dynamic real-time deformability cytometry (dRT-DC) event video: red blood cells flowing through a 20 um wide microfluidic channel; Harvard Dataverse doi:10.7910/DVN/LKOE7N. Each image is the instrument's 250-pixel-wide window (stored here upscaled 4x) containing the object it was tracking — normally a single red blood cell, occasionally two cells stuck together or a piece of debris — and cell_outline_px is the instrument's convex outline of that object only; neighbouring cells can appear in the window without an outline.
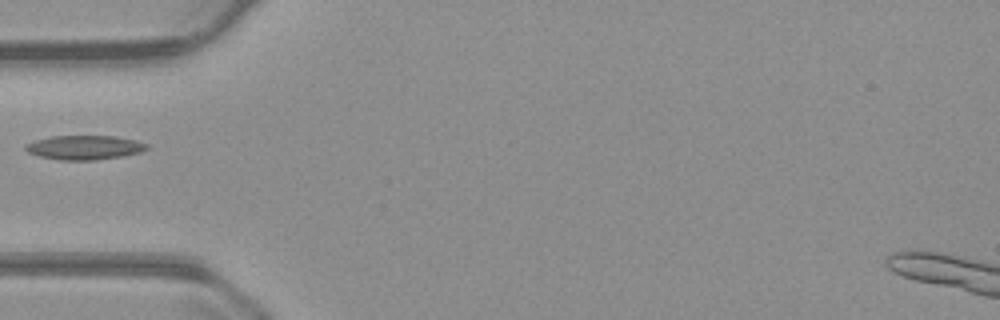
{"species": "common noctule bat (a hibernating species)", "species_latin": "Nyctalus noctula", "temperature_condition": "warm", "stored_images_in_passage": 38, "camera_frame_rate_fps": 3000, "um_per_image_px": 0.085, "animal": {"sex": "male", "body_mass_g": 23.1, "forearm_length_mm": 52.7}, "frame": {"image": 1, "passage_image": 1, "time_ms": 0.0, "image_size_px": [1000, 320], "cell_outline_px": [[144, 148], [132, 152], [112, 156], [80, 160], [44, 156], [32, 152], [28, 148], [32, 144], [44, 140], [60, 136], [104, 136], [128, 140], [140, 144]], "centroid_in_image_um": [7.13, 12.51], "position_along_channel_um": 77.9, "area_um2": 14.39}}
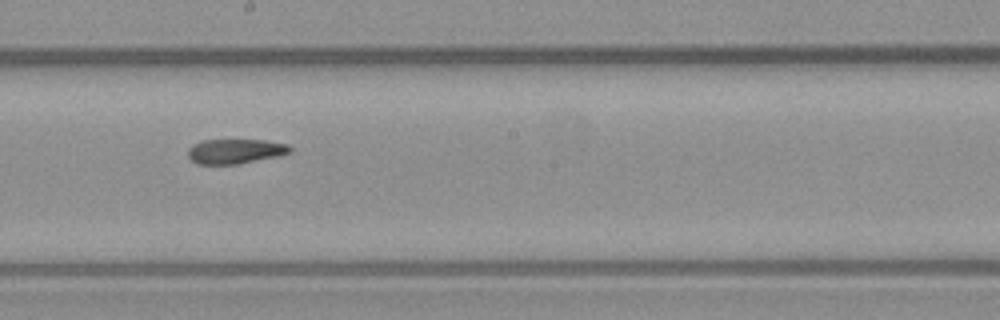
{"frame": {"image": 2, "passage_image": 13, "time_ms": 4.0, "image_size_px": [1000, 320], "cell_outline_px": [[288, 152], [228, 164], [204, 164], [196, 160], [192, 156], [192, 148], [200, 144], [212, 140], [252, 140], [280, 144], [288, 148]], "centroid_in_image_um": [19.95, 12.84], "position_along_channel_um": 228.3, "area_um2": 12.48}}
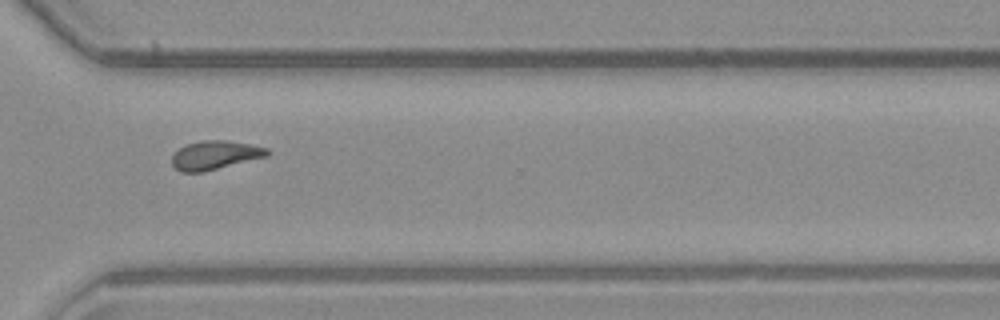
{"frame": {"image": 3, "passage_image": 23, "time_ms": 7.333, "image_size_px": [1000, 320], "cell_outline_px": [[268, 152], [264, 156], [200, 172], [184, 172], [176, 168], [172, 164], [172, 156], [180, 148], [188, 144], [240, 144], [264, 148]], "centroid_in_image_um": [18.14, 13.27], "position_along_channel_um": 352.5, "area_um2": 13.81}}